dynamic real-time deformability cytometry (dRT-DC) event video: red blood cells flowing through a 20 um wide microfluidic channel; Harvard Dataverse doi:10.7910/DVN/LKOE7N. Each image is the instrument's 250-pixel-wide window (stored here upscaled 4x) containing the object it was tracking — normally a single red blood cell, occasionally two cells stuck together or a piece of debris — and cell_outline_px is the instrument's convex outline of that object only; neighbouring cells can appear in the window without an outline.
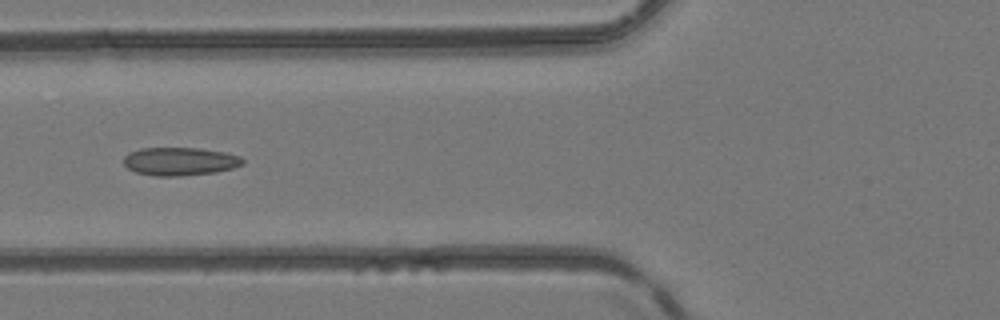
{"species": "common noctule bat (a hibernating species)", "species_latin": "Nyctalus noctula", "temperature_condition": "room temperature", "stored_images_in_passage": 5, "camera_frame_rate_fps": 3000, "um_per_image_px": 0.085, "animal": {"sex": "female", "body_mass_g": 24.6, "forearm_length_mm": 56.2}, "frame": {"image": 1, "passage_image": 5, "time_ms": 5.333, "image_size_px": [1000, 320], "cell_outline_px": [[244, 164], [232, 168], [216, 172], [180, 176], [156, 176], [136, 172], [128, 168], [124, 164], [124, 156], [128, 152], [140, 148], [200, 148], [224, 152], [240, 156], [244, 160]], "centroid_in_image_um": [15.29, 13.71], "position_along_channel_um": 110.5, "area_um2": 19.59}}